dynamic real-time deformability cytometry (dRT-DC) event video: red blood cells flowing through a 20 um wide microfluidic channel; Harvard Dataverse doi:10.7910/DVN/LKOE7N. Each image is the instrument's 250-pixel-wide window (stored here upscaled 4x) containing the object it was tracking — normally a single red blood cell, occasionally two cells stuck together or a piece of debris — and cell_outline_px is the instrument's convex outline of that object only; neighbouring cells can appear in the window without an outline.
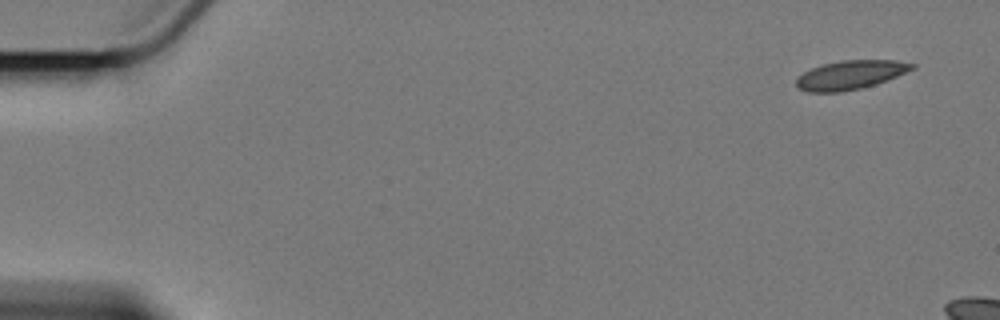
{"species": "Egyptian fruit bat (a non-hibernating species)", "species_latin": "Rousettus aegyptiacus", "temperature_condition": "cold", "stored_images_in_passage": 3, "camera_frame_rate_fps": 3000, "um_per_image_px": 0.085, "animal": {"sex": "female"}, "frame": {"image": 1, "passage_image": 1, "time_ms": 0.0, "image_size_px": [1000, 320], "cell_outline_px": [[916, 68], [876, 84], [860, 88], [840, 92], [808, 92], [796, 88], [796, 76], [812, 68], [824, 64], [840, 60], [896, 60], [916, 64]], "centroid_in_image_um": [72.26, 6.37], "position_along_channel_um": 12.7, "area_um2": 19.54}}